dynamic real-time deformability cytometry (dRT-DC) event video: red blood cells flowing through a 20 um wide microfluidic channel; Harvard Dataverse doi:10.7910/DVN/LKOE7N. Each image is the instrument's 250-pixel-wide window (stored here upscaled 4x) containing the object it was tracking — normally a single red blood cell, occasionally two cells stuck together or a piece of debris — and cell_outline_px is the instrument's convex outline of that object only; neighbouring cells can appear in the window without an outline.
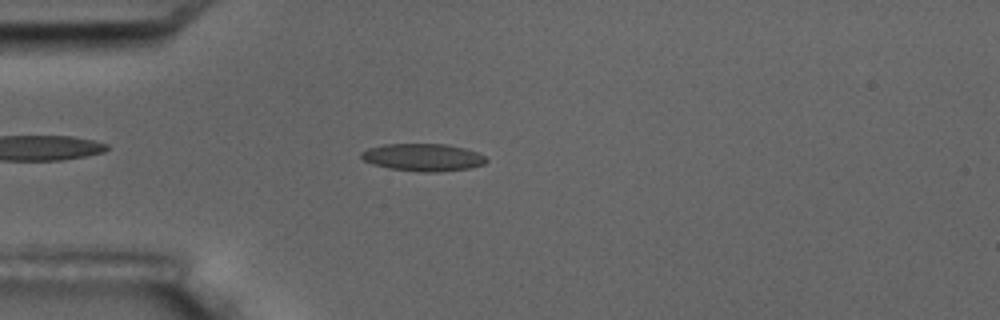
{"species": "common noctule bat (a hibernating species)", "species_latin": "Nyctalus noctula", "temperature_condition": "room temperature", "stored_images_in_passage": 4, "camera_frame_rate_fps": 3000, "um_per_image_px": 0.085, "animal": {"sex": "male", "body_mass_g": 17.5, "forearm_length_mm": 52.3}, "frame": {"image": 1, "passage_image": 4, "time_ms": 4.333, "image_size_px": [1000, 320], "cell_outline_px": [[488, 160], [484, 164], [472, 168], [440, 172], [420, 172], [388, 168], [372, 164], [364, 160], [360, 156], [360, 152], [368, 148], [384, 144], [448, 144], [464, 148], [476, 152], [484, 156]], "centroid_in_image_um": [35.95, 13.38], "position_along_channel_um": 49.0, "area_um2": 20.17}}